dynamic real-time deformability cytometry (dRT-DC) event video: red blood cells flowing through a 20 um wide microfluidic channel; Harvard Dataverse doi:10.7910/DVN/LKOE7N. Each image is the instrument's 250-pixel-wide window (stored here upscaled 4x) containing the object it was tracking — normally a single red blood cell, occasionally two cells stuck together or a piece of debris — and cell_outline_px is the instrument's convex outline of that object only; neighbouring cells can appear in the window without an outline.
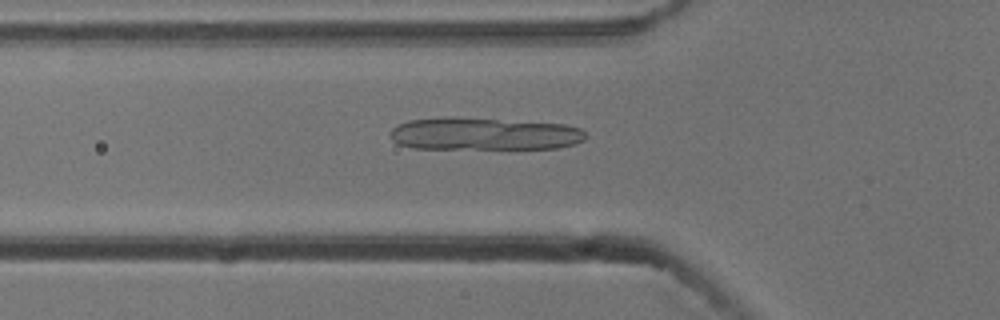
{"species": "common noctule bat (a hibernating species)", "species_latin": "Nyctalus noctula", "temperature_condition": "cold", "stored_images_in_passage": 48, "camera_frame_rate_fps": 3000, "um_per_image_px": 0.085, "animal": {"sex": "male", "body_mass_g": 13.3}, "frame": {"image": 1, "passage_image": 18, "time_ms": 5.667, "image_size_px": [1000, 320], "cell_outline_px": [[588, 136], [584, 140], [576, 144], [556, 148], [412, 148], [396, 144], [392, 140], [392, 128], [396, 124], [408, 120], [444, 116], [456, 116], [564, 124], [580, 128]], "centroid_in_image_um": [41.11, 11.36], "position_along_channel_um": 84.7, "area_um2": 37.45}}
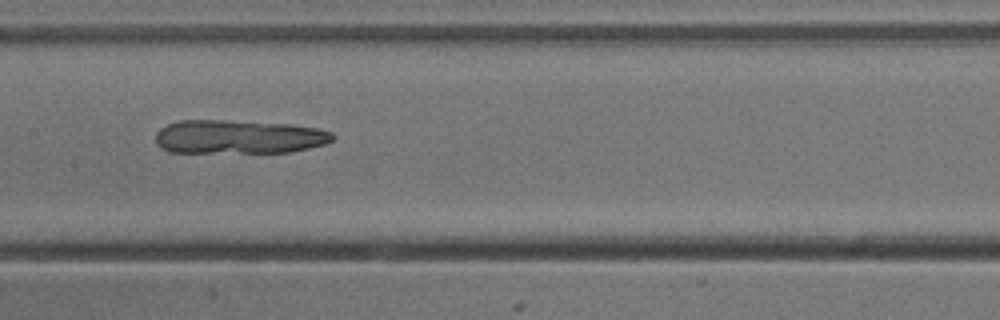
{"frame": {"image": 2, "passage_image": 26, "time_ms": 8.333, "image_size_px": [1000, 320], "cell_outline_px": [[336, 136], [332, 140], [324, 144], [292, 152], [168, 152], [160, 148], [156, 144], [156, 132], [160, 128], [168, 124], [180, 120], [224, 120], [292, 124], [316, 128], [332, 132]], "centroid_in_image_um": [20.27, 11.63], "position_along_channel_um": 187.1, "area_um2": 35.03}}
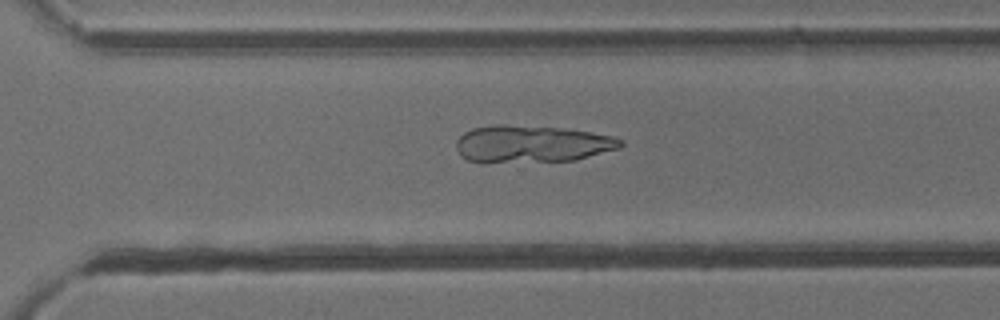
{"frame": {"image": 3, "passage_image": 37, "time_ms": 12.0, "image_size_px": [1000, 320], "cell_outline_px": [[624, 144], [620, 148], [576, 160], [468, 160], [460, 156], [456, 148], [456, 140], [464, 132], [472, 128], [492, 124], [508, 124], [560, 128], [588, 132], [612, 136], [624, 140]], "centroid_in_image_um": [45.22, 12.19], "position_along_channel_um": 325.4, "area_um2": 34.8}}